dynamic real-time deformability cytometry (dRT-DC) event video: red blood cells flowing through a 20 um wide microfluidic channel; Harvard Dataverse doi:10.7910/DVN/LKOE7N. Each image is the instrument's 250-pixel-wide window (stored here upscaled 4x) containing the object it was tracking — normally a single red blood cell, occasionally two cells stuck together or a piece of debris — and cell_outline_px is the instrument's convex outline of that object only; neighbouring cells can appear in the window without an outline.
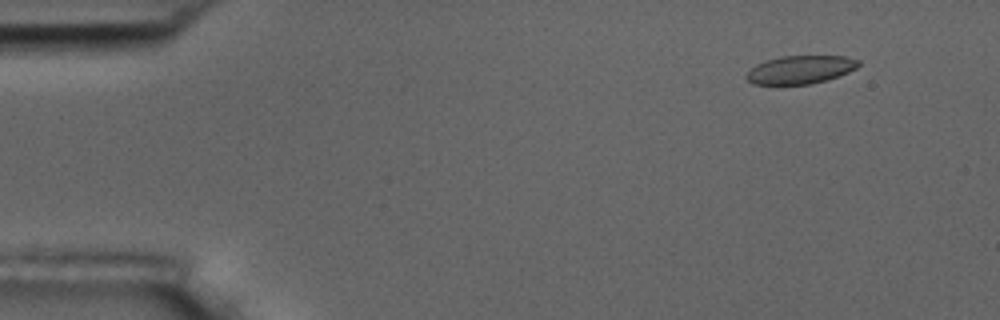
{"species": "common noctule bat (a hibernating species)", "species_latin": "Nyctalus noctula", "temperature_condition": "room temperature", "stored_images_in_passage": 4, "camera_frame_rate_fps": 3000, "um_per_image_px": 0.085, "animal": {"sex": "male", "body_mass_g": 17.5, "forearm_length_mm": 52.3}, "frame": {"image": 1, "passage_image": 1, "time_ms": 0.0, "image_size_px": [1000, 320], "cell_outline_px": [[860, 64], [856, 68], [840, 76], [812, 84], [752, 84], [744, 76], [756, 64], [764, 60], [780, 56], [844, 56], [860, 60]], "centroid_in_image_um": [68.03, 5.92], "position_along_channel_um": 17.0, "area_um2": 18.5}}
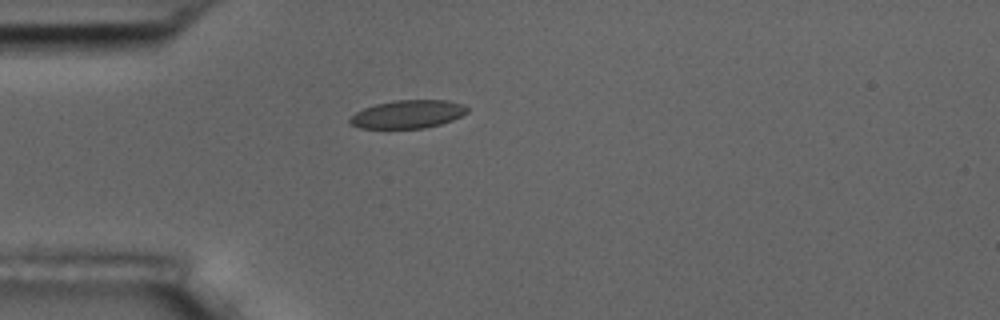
{"frame": {"image": 2, "passage_image": 4, "time_ms": 3.333, "image_size_px": [1000, 320], "cell_outline_px": [[468, 112], [452, 120], [440, 124], [424, 128], [360, 128], [352, 124], [348, 120], [356, 112], [364, 108], [376, 104], [396, 100], [448, 100], [464, 104], [468, 108]], "centroid_in_image_um": [34.69, 9.7], "position_along_channel_um": 50.3, "area_um2": 19.13}}